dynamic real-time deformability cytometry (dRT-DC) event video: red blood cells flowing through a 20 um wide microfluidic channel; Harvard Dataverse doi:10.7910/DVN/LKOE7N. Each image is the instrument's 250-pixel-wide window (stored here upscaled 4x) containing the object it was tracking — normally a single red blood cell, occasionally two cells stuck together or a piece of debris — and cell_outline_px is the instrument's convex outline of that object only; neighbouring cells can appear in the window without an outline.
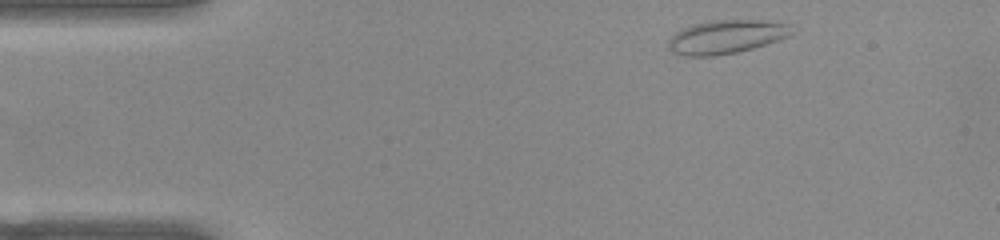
{"species": "common noctule bat (a hibernating species)", "species_latin": "Nyctalus noctula", "temperature_condition": "warm", "stored_images_in_passage": 47, "camera_frame_rate_fps": 3000, "um_per_image_px": 0.085, "animal": {"sex": "female", "body_mass_g": 22.0, "forearm_length_mm": 56.7}, "frame": {"image": 1, "passage_image": 2, "time_ms": 0.333, "image_size_px": [1000, 240], "cell_outline_px": [[792, 24], [788, 36], [752, 48], [736, 52], [712, 56], [684, 56], [672, 52], [668, 48], [668, 40], [676, 32], [692, 24], [708, 20], [764, 20]], "centroid_in_image_um": [61.67, 3.12], "position_along_channel_um": 23.3, "area_um2": 23.99}}
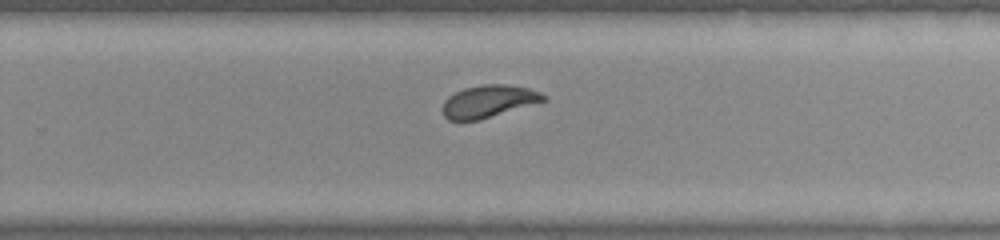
{"frame": {"image": 2, "passage_image": 28, "time_ms": 9.0, "image_size_px": [1000, 240], "cell_outline_px": [[548, 100], [480, 120], [448, 120], [444, 116], [440, 108], [444, 100], [448, 96], [464, 88], [484, 84], [504, 84], [528, 88], [540, 92], [548, 96]], "centroid_in_image_um": [41.52, 8.62], "position_along_channel_um": 288.3, "area_um2": 19.25}}
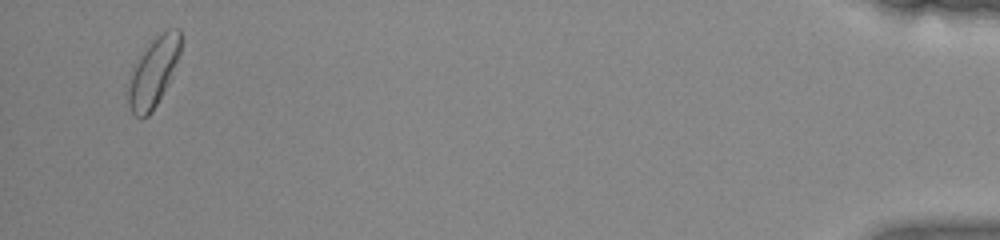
{"frame": {"image": 3, "passage_image": 45, "time_ms": 14.667, "image_size_px": [1000, 240], "cell_outline_px": [[180, 56], [168, 84], [152, 112], [148, 116], [140, 120], [132, 112], [128, 104], [128, 88], [132, 68], [140, 56], [152, 40], [156, 36], [168, 28], [180, 28]], "centroid_in_image_um": [13.05, 6.15], "position_along_channel_um": 422.2, "area_um2": 21.04}, "authors_computed_cell_mechanics": {"area_um2": 20.0566, "velocity_mm_per_s": 3.883, "shape_relaxation_time_tau1_ms": 5.4814, "shape_relaxation_time_tau2_ms": 0.9146, "deformation_change_tau1": 0.1526, "deformation_change_tau2": 0.0302}}